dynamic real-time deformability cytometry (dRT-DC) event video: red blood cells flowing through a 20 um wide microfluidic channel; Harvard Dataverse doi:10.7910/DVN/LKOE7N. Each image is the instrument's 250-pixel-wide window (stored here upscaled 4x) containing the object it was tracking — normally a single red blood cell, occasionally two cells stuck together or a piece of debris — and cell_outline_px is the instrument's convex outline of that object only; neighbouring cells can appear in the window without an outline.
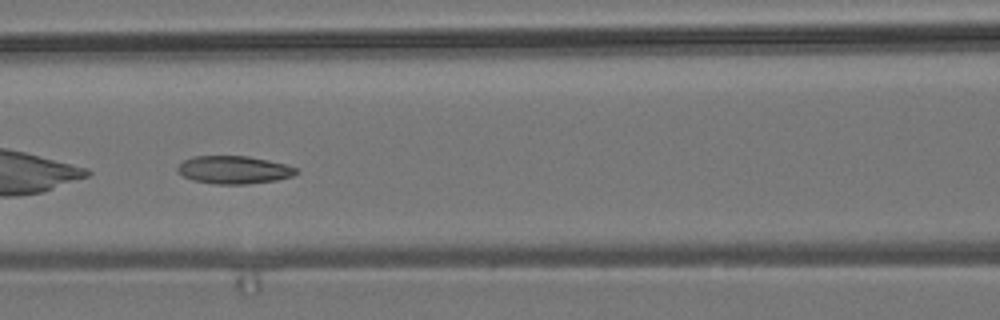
{"species": "common noctule bat (a hibernating species)", "species_latin": "Nyctalus noctula", "temperature_condition": "room temperature", "stored_images_in_passage": 7, "camera_frame_rate_fps": 3000, "um_per_image_px": 0.085, "animal": {"sex": "male", "body_mass_g": 19.2, "forearm_length_mm": 51.8}, "frame": {"image": 1, "passage_image": 5, "time_ms": 4.333, "image_size_px": [1000, 320], "cell_outline_px": [[300, 172], [292, 176], [276, 180], [248, 184], [216, 184], [192, 180], [184, 176], [176, 168], [184, 160], [192, 156], [248, 156], [268, 160], [300, 168]], "centroid_in_image_um": [19.92, 14.43], "position_along_channel_um": 146.7, "area_um2": 19.31}}
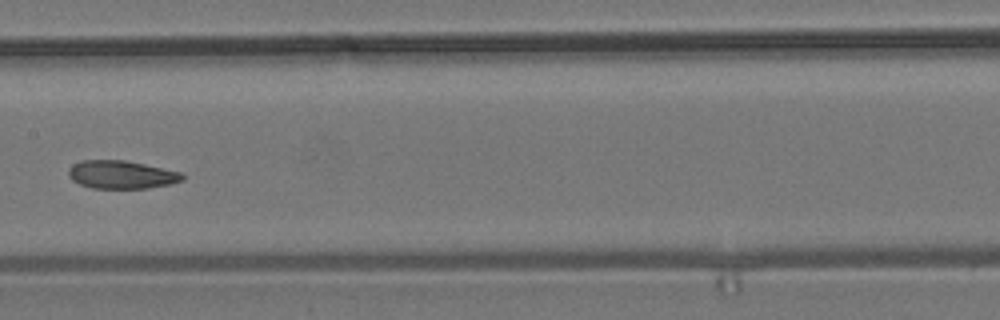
{"frame": {"image": 2, "passage_image": 6, "time_ms": 5.667, "image_size_px": [1000, 320], "cell_outline_px": [[184, 180], [168, 184], [148, 188], [92, 188], [80, 184], [72, 180], [68, 176], [68, 168], [72, 164], [80, 160], [124, 160], [144, 164], [180, 172], [184, 176]], "centroid_in_image_um": [10.27, 14.84], "position_along_channel_um": 197.1, "area_um2": 18.61}}
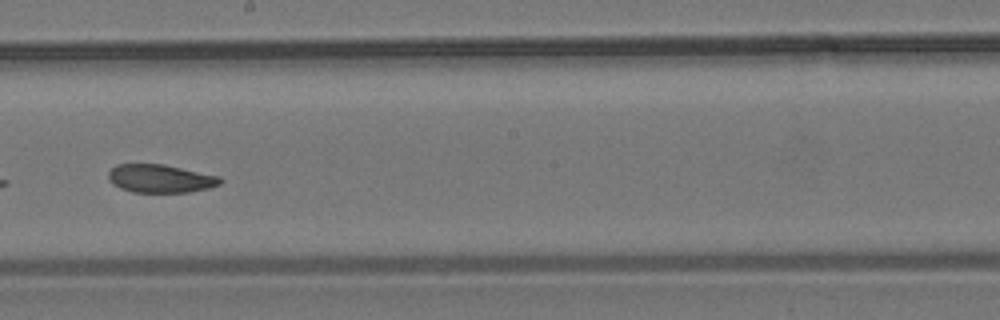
{"frame": {"image": 3, "passage_image": 7, "time_ms": 6.667, "image_size_px": [1000, 320], "cell_outline_px": [[224, 180], [220, 184], [208, 188], [188, 192], [132, 192], [120, 188], [108, 176], [108, 172], [116, 164], [164, 164], [220, 176]], "centroid_in_image_um": [13.67, 15.17], "position_along_channel_um": 234.5, "area_um2": 18.26}}